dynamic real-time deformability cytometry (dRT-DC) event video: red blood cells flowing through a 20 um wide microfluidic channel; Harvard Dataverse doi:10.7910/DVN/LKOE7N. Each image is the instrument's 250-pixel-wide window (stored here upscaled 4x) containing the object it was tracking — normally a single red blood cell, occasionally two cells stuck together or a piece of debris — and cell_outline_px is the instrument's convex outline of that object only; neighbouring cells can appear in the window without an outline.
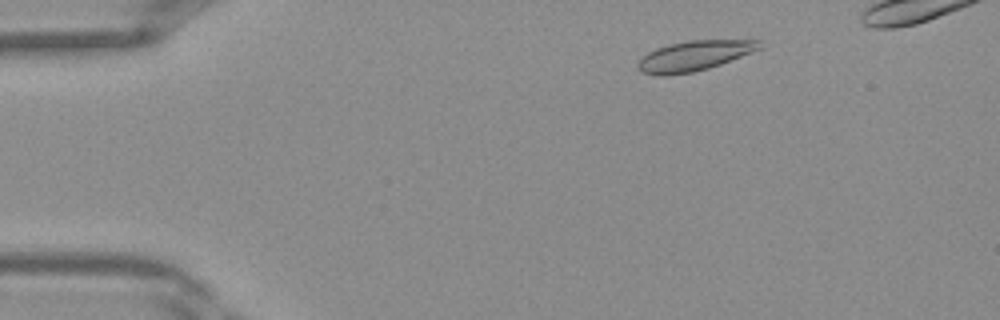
{"species": "Egyptian fruit bat (a non-hibernating species)", "species_latin": "Rousettus aegyptiacus", "temperature_condition": "warm", "stored_images_in_passage": 35, "camera_frame_rate_fps": 3000, "um_per_image_px": 0.085, "frame": {"image": 1, "passage_image": 4, "time_ms": 1.0, "image_size_px": [1000, 320], "cell_outline_px": [[764, 48], [720, 64], [708, 68], [692, 72], [664, 76], [656, 76], [640, 72], [636, 68], [636, 64], [648, 52], [656, 48], [668, 44], [688, 40], [760, 40]], "centroid_in_image_um": [58.99, 4.74], "position_along_channel_um": 26.0, "area_um2": 21.5}}
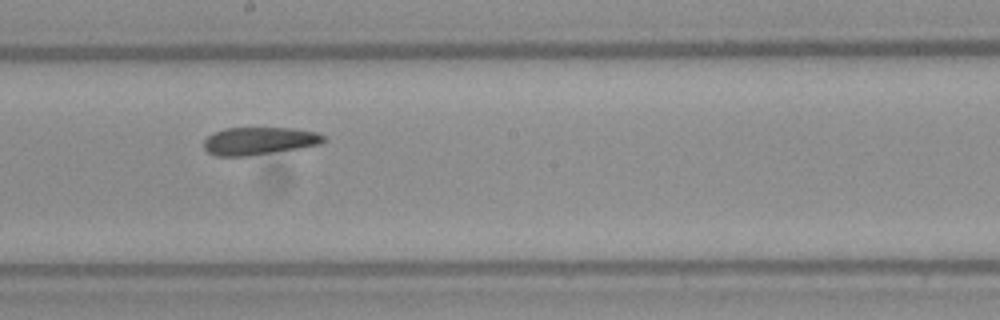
{"frame": {"image": 2, "passage_image": 20, "time_ms": 6.333, "image_size_px": [1000, 320], "cell_outline_px": [[328, 140], [320, 144], [300, 148], [248, 156], [216, 156], [208, 152], [204, 148], [204, 140], [208, 136], [224, 128], [292, 128], [316, 132], [324, 136]], "centroid_in_image_um": [22.04, 11.98], "position_along_channel_um": 226.2, "area_um2": 19.31}}
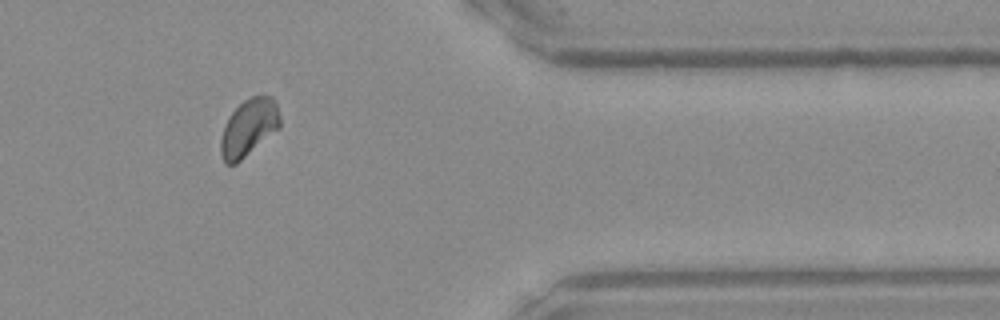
{"frame": {"image": 3, "passage_image": 31, "time_ms": 10.0, "image_size_px": [1000, 320], "cell_outline_px": [[280, 128], [236, 164], [224, 164], [220, 152], [220, 140], [224, 124], [228, 116], [244, 100], [252, 96], [272, 96], [276, 104], [280, 116]], "centroid_in_image_um": [21.13, 10.86], "position_along_channel_um": 390.3, "area_um2": 19.83}}